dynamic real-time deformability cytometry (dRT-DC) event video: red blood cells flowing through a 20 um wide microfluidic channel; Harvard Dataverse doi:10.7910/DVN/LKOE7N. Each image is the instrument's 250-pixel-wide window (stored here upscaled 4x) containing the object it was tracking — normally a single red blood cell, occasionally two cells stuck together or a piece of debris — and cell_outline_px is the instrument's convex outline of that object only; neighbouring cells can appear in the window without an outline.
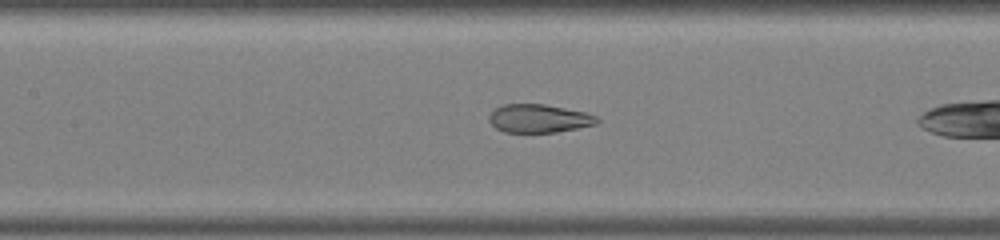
{"species": "common noctule bat (a hibernating species)", "species_latin": "Nyctalus noctula", "temperature_condition": "warm", "stored_images_in_passage": 15, "camera_frame_rate_fps": 3000, "um_per_image_px": 0.085, "animal": {"sex": "male", "body_mass_g": 19.0, "forearm_length_mm": 50.8}, "frame": {"image": 1, "passage_image": 7, "time_ms": 2.0, "image_size_px": [1000, 240], "cell_outline_px": [[600, 120], [596, 124], [556, 132], [504, 132], [496, 128], [488, 120], [488, 116], [496, 108], [504, 104], [544, 104], [588, 112], [596, 116]], "centroid_in_image_um": [45.82, 10.06], "position_along_channel_um": 161.6, "area_um2": 17.8}}
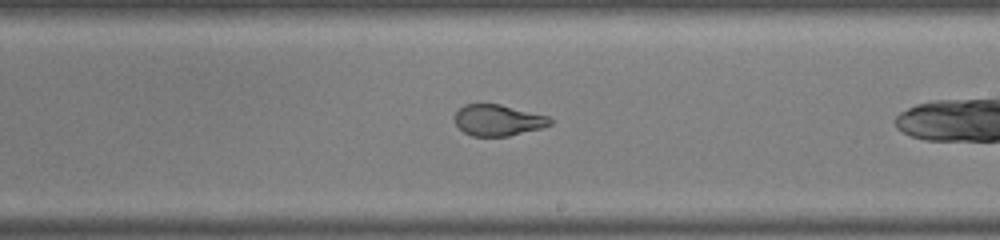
{"frame": {"image": 2, "passage_image": 13, "time_ms": 4.0, "image_size_px": [1000, 240], "cell_outline_px": [[552, 124], [540, 128], [508, 136], [472, 136], [464, 132], [456, 124], [456, 112], [464, 104], [500, 104], [548, 116], [552, 120]], "centroid_in_image_um": [42.33, 10.21], "position_along_channel_um": 246.7, "area_um2": 17.11}}